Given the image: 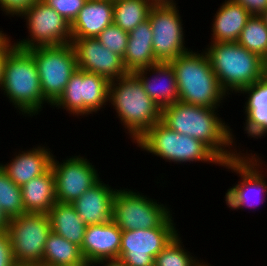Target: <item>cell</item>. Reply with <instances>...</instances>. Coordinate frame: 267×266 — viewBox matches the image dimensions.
<instances>
[{
    "label": "cell",
    "instance_id": "obj_39",
    "mask_svg": "<svg viewBox=\"0 0 267 266\" xmlns=\"http://www.w3.org/2000/svg\"><path fill=\"white\" fill-rule=\"evenodd\" d=\"M9 220L10 219L6 216V214L0 207V231H7Z\"/></svg>",
    "mask_w": 267,
    "mask_h": 266
},
{
    "label": "cell",
    "instance_id": "obj_22",
    "mask_svg": "<svg viewBox=\"0 0 267 266\" xmlns=\"http://www.w3.org/2000/svg\"><path fill=\"white\" fill-rule=\"evenodd\" d=\"M113 18V0H88L71 24V37L96 38Z\"/></svg>",
    "mask_w": 267,
    "mask_h": 266
},
{
    "label": "cell",
    "instance_id": "obj_29",
    "mask_svg": "<svg viewBox=\"0 0 267 266\" xmlns=\"http://www.w3.org/2000/svg\"><path fill=\"white\" fill-rule=\"evenodd\" d=\"M179 233L156 257L154 266H207L208 261L189 252Z\"/></svg>",
    "mask_w": 267,
    "mask_h": 266
},
{
    "label": "cell",
    "instance_id": "obj_35",
    "mask_svg": "<svg viewBox=\"0 0 267 266\" xmlns=\"http://www.w3.org/2000/svg\"><path fill=\"white\" fill-rule=\"evenodd\" d=\"M12 246L7 231H0V266H15Z\"/></svg>",
    "mask_w": 267,
    "mask_h": 266
},
{
    "label": "cell",
    "instance_id": "obj_12",
    "mask_svg": "<svg viewBox=\"0 0 267 266\" xmlns=\"http://www.w3.org/2000/svg\"><path fill=\"white\" fill-rule=\"evenodd\" d=\"M19 18L25 20L28 29L24 39L14 40L15 46L20 49L71 43V24L41 0L31 5Z\"/></svg>",
    "mask_w": 267,
    "mask_h": 266
},
{
    "label": "cell",
    "instance_id": "obj_2",
    "mask_svg": "<svg viewBox=\"0 0 267 266\" xmlns=\"http://www.w3.org/2000/svg\"><path fill=\"white\" fill-rule=\"evenodd\" d=\"M108 104L113 107L132 144L161 121L162 110L145 92L133 72L110 81Z\"/></svg>",
    "mask_w": 267,
    "mask_h": 266
},
{
    "label": "cell",
    "instance_id": "obj_4",
    "mask_svg": "<svg viewBox=\"0 0 267 266\" xmlns=\"http://www.w3.org/2000/svg\"><path fill=\"white\" fill-rule=\"evenodd\" d=\"M0 91L23 118L41 115L46 105L51 108L43 96L37 66L28 50L15 47L8 54Z\"/></svg>",
    "mask_w": 267,
    "mask_h": 266
},
{
    "label": "cell",
    "instance_id": "obj_44",
    "mask_svg": "<svg viewBox=\"0 0 267 266\" xmlns=\"http://www.w3.org/2000/svg\"><path fill=\"white\" fill-rule=\"evenodd\" d=\"M264 68H267V57L264 59Z\"/></svg>",
    "mask_w": 267,
    "mask_h": 266
},
{
    "label": "cell",
    "instance_id": "obj_45",
    "mask_svg": "<svg viewBox=\"0 0 267 266\" xmlns=\"http://www.w3.org/2000/svg\"><path fill=\"white\" fill-rule=\"evenodd\" d=\"M264 69H265L264 78L267 80V68Z\"/></svg>",
    "mask_w": 267,
    "mask_h": 266
},
{
    "label": "cell",
    "instance_id": "obj_32",
    "mask_svg": "<svg viewBox=\"0 0 267 266\" xmlns=\"http://www.w3.org/2000/svg\"><path fill=\"white\" fill-rule=\"evenodd\" d=\"M128 32L114 23L107 26L96 39L106 48L123 58L128 42Z\"/></svg>",
    "mask_w": 267,
    "mask_h": 266
},
{
    "label": "cell",
    "instance_id": "obj_1",
    "mask_svg": "<svg viewBox=\"0 0 267 266\" xmlns=\"http://www.w3.org/2000/svg\"><path fill=\"white\" fill-rule=\"evenodd\" d=\"M218 112L217 108L177 101L162 109L161 121L171 130L204 143L222 162L240 154H253L255 151L249 153L248 148L245 151L237 146L233 128Z\"/></svg>",
    "mask_w": 267,
    "mask_h": 266
},
{
    "label": "cell",
    "instance_id": "obj_24",
    "mask_svg": "<svg viewBox=\"0 0 267 266\" xmlns=\"http://www.w3.org/2000/svg\"><path fill=\"white\" fill-rule=\"evenodd\" d=\"M128 34L127 48L122 58L127 72H135L138 69L157 64L153 52V34L149 20L139 24Z\"/></svg>",
    "mask_w": 267,
    "mask_h": 266
},
{
    "label": "cell",
    "instance_id": "obj_17",
    "mask_svg": "<svg viewBox=\"0 0 267 266\" xmlns=\"http://www.w3.org/2000/svg\"><path fill=\"white\" fill-rule=\"evenodd\" d=\"M46 145V146H44ZM34 145L33 148L12 151V159L6 163L0 162V166L7 173L11 181L19 187L23 186L31 179L44 174L50 167L53 150L45 144ZM15 153V154H14Z\"/></svg>",
    "mask_w": 267,
    "mask_h": 266
},
{
    "label": "cell",
    "instance_id": "obj_37",
    "mask_svg": "<svg viewBox=\"0 0 267 266\" xmlns=\"http://www.w3.org/2000/svg\"><path fill=\"white\" fill-rule=\"evenodd\" d=\"M240 4L251 16H260L267 9V0H230Z\"/></svg>",
    "mask_w": 267,
    "mask_h": 266
},
{
    "label": "cell",
    "instance_id": "obj_13",
    "mask_svg": "<svg viewBox=\"0 0 267 266\" xmlns=\"http://www.w3.org/2000/svg\"><path fill=\"white\" fill-rule=\"evenodd\" d=\"M51 232L48 214L24 213L10 218L7 233L16 264H41L47 236Z\"/></svg>",
    "mask_w": 267,
    "mask_h": 266
},
{
    "label": "cell",
    "instance_id": "obj_41",
    "mask_svg": "<svg viewBox=\"0 0 267 266\" xmlns=\"http://www.w3.org/2000/svg\"><path fill=\"white\" fill-rule=\"evenodd\" d=\"M260 17L263 19L264 23L267 26V9L260 15Z\"/></svg>",
    "mask_w": 267,
    "mask_h": 266
},
{
    "label": "cell",
    "instance_id": "obj_21",
    "mask_svg": "<svg viewBox=\"0 0 267 266\" xmlns=\"http://www.w3.org/2000/svg\"><path fill=\"white\" fill-rule=\"evenodd\" d=\"M243 94V95H242ZM245 97L243 113L244 134L248 138L262 139L267 136V80L245 87L238 96Z\"/></svg>",
    "mask_w": 267,
    "mask_h": 266
},
{
    "label": "cell",
    "instance_id": "obj_25",
    "mask_svg": "<svg viewBox=\"0 0 267 266\" xmlns=\"http://www.w3.org/2000/svg\"><path fill=\"white\" fill-rule=\"evenodd\" d=\"M25 213H44L56 202L55 180L51 167L42 175L21 186Z\"/></svg>",
    "mask_w": 267,
    "mask_h": 266
},
{
    "label": "cell",
    "instance_id": "obj_16",
    "mask_svg": "<svg viewBox=\"0 0 267 266\" xmlns=\"http://www.w3.org/2000/svg\"><path fill=\"white\" fill-rule=\"evenodd\" d=\"M71 44L79 69L96 73L109 81L128 73L122 57L103 46L96 38H71Z\"/></svg>",
    "mask_w": 267,
    "mask_h": 266
},
{
    "label": "cell",
    "instance_id": "obj_3",
    "mask_svg": "<svg viewBox=\"0 0 267 266\" xmlns=\"http://www.w3.org/2000/svg\"><path fill=\"white\" fill-rule=\"evenodd\" d=\"M169 63L176 75L179 101L218 109L231 97L221 88L203 49H192Z\"/></svg>",
    "mask_w": 267,
    "mask_h": 266
},
{
    "label": "cell",
    "instance_id": "obj_7",
    "mask_svg": "<svg viewBox=\"0 0 267 266\" xmlns=\"http://www.w3.org/2000/svg\"><path fill=\"white\" fill-rule=\"evenodd\" d=\"M258 152L253 154H240L234 159L222 162L220 167L226 168L240 179L230 186L225 192L224 200L227 208L231 211L256 210L260 204H265L267 200V180L265 167L266 163L262 160ZM263 165L265 166L263 168ZM265 174H264V173ZM266 197V198H265Z\"/></svg>",
    "mask_w": 267,
    "mask_h": 266
},
{
    "label": "cell",
    "instance_id": "obj_42",
    "mask_svg": "<svg viewBox=\"0 0 267 266\" xmlns=\"http://www.w3.org/2000/svg\"><path fill=\"white\" fill-rule=\"evenodd\" d=\"M15 266H42L41 264H16Z\"/></svg>",
    "mask_w": 267,
    "mask_h": 266
},
{
    "label": "cell",
    "instance_id": "obj_40",
    "mask_svg": "<svg viewBox=\"0 0 267 266\" xmlns=\"http://www.w3.org/2000/svg\"><path fill=\"white\" fill-rule=\"evenodd\" d=\"M153 4H178L175 0H150Z\"/></svg>",
    "mask_w": 267,
    "mask_h": 266
},
{
    "label": "cell",
    "instance_id": "obj_15",
    "mask_svg": "<svg viewBox=\"0 0 267 266\" xmlns=\"http://www.w3.org/2000/svg\"><path fill=\"white\" fill-rule=\"evenodd\" d=\"M75 155L67 156L60 162L55 155L52 157L56 202L72 204L101 179V173L91 160L80 154Z\"/></svg>",
    "mask_w": 267,
    "mask_h": 266
},
{
    "label": "cell",
    "instance_id": "obj_38",
    "mask_svg": "<svg viewBox=\"0 0 267 266\" xmlns=\"http://www.w3.org/2000/svg\"><path fill=\"white\" fill-rule=\"evenodd\" d=\"M92 266H126L120 259H103L92 263Z\"/></svg>",
    "mask_w": 267,
    "mask_h": 266
},
{
    "label": "cell",
    "instance_id": "obj_5",
    "mask_svg": "<svg viewBox=\"0 0 267 266\" xmlns=\"http://www.w3.org/2000/svg\"><path fill=\"white\" fill-rule=\"evenodd\" d=\"M203 50L228 96L264 78V60L237 42H210Z\"/></svg>",
    "mask_w": 267,
    "mask_h": 266
},
{
    "label": "cell",
    "instance_id": "obj_34",
    "mask_svg": "<svg viewBox=\"0 0 267 266\" xmlns=\"http://www.w3.org/2000/svg\"><path fill=\"white\" fill-rule=\"evenodd\" d=\"M39 0H0V11L5 17H20L31 5Z\"/></svg>",
    "mask_w": 267,
    "mask_h": 266
},
{
    "label": "cell",
    "instance_id": "obj_18",
    "mask_svg": "<svg viewBox=\"0 0 267 266\" xmlns=\"http://www.w3.org/2000/svg\"><path fill=\"white\" fill-rule=\"evenodd\" d=\"M122 230L111 220L106 224L88 225L80 248L86 262L119 259Z\"/></svg>",
    "mask_w": 267,
    "mask_h": 266
},
{
    "label": "cell",
    "instance_id": "obj_43",
    "mask_svg": "<svg viewBox=\"0 0 267 266\" xmlns=\"http://www.w3.org/2000/svg\"><path fill=\"white\" fill-rule=\"evenodd\" d=\"M77 266H92V263H90V262H83L82 264H80V265H77Z\"/></svg>",
    "mask_w": 267,
    "mask_h": 266
},
{
    "label": "cell",
    "instance_id": "obj_20",
    "mask_svg": "<svg viewBox=\"0 0 267 266\" xmlns=\"http://www.w3.org/2000/svg\"><path fill=\"white\" fill-rule=\"evenodd\" d=\"M116 188L100 179L85 191L72 205L80 219L88 226L106 224L112 220L113 198Z\"/></svg>",
    "mask_w": 267,
    "mask_h": 266
},
{
    "label": "cell",
    "instance_id": "obj_31",
    "mask_svg": "<svg viewBox=\"0 0 267 266\" xmlns=\"http://www.w3.org/2000/svg\"><path fill=\"white\" fill-rule=\"evenodd\" d=\"M0 207L10 219L25 213L21 187L10 180L0 166Z\"/></svg>",
    "mask_w": 267,
    "mask_h": 266
},
{
    "label": "cell",
    "instance_id": "obj_30",
    "mask_svg": "<svg viewBox=\"0 0 267 266\" xmlns=\"http://www.w3.org/2000/svg\"><path fill=\"white\" fill-rule=\"evenodd\" d=\"M237 43L263 60L267 57V26L260 16H251Z\"/></svg>",
    "mask_w": 267,
    "mask_h": 266
},
{
    "label": "cell",
    "instance_id": "obj_11",
    "mask_svg": "<svg viewBox=\"0 0 267 266\" xmlns=\"http://www.w3.org/2000/svg\"><path fill=\"white\" fill-rule=\"evenodd\" d=\"M173 216L155 228L122 231L119 259L126 266H154L155 257L180 233Z\"/></svg>",
    "mask_w": 267,
    "mask_h": 266
},
{
    "label": "cell",
    "instance_id": "obj_6",
    "mask_svg": "<svg viewBox=\"0 0 267 266\" xmlns=\"http://www.w3.org/2000/svg\"><path fill=\"white\" fill-rule=\"evenodd\" d=\"M134 144L139 150L174 165L207 163L221 166L222 161L201 141L171 130L162 121L154 124Z\"/></svg>",
    "mask_w": 267,
    "mask_h": 266
},
{
    "label": "cell",
    "instance_id": "obj_10",
    "mask_svg": "<svg viewBox=\"0 0 267 266\" xmlns=\"http://www.w3.org/2000/svg\"><path fill=\"white\" fill-rule=\"evenodd\" d=\"M34 58L45 100L52 106L78 69L71 43L28 50Z\"/></svg>",
    "mask_w": 267,
    "mask_h": 266
},
{
    "label": "cell",
    "instance_id": "obj_33",
    "mask_svg": "<svg viewBox=\"0 0 267 266\" xmlns=\"http://www.w3.org/2000/svg\"><path fill=\"white\" fill-rule=\"evenodd\" d=\"M72 24L88 0H41Z\"/></svg>",
    "mask_w": 267,
    "mask_h": 266
},
{
    "label": "cell",
    "instance_id": "obj_28",
    "mask_svg": "<svg viewBox=\"0 0 267 266\" xmlns=\"http://www.w3.org/2000/svg\"><path fill=\"white\" fill-rule=\"evenodd\" d=\"M153 5L150 0H113V23L129 33L148 19Z\"/></svg>",
    "mask_w": 267,
    "mask_h": 266
},
{
    "label": "cell",
    "instance_id": "obj_23",
    "mask_svg": "<svg viewBox=\"0 0 267 266\" xmlns=\"http://www.w3.org/2000/svg\"><path fill=\"white\" fill-rule=\"evenodd\" d=\"M213 16L211 42H237L247 20L249 12L240 4L225 0Z\"/></svg>",
    "mask_w": 267,
    "mask_h": 266
},
{
    "label": "cell",
    "instance_id": "obj_9",
    "mask_svg": "<svg viewBox=\"0 0 267 266\" xmlns=\"http://www.w3.org/2000/svg\"><path fill=\"white\" fill-rule=\"evenodd\" d=\"M135 190L117 187L114 194L112 220L122 231L155 228L175 214L169 204Z\"/></svg>",
    "mask_w": 267,
    "mask_h": 266
},
{
    "label": "cell",
    "instance_id": "obj_14",
    "mask_svg": "<svg viewBox=\"0 0 267 266\" xmlns=\"http://www.w3.org/2000/svg\"><path fill=\"white\" fill-rule=\"evenodd\" d=\"M177 5L154 4L149 11L153 52L158 63H169L192 50L186 46L185 27Z\"/></svg>",
    "mask_w": 267,
    "mask_h": 266
},
{
    "label": "cell",
    "instance_id": "obj_26",
    "mask_svg": "<svg viewBox=\"0 0 267 266\" xmlns=\"http://www.w3.org/2000/svg\"><path fill=\"white\" fill-rule=\"evenodd\" d=\"M51 231L81 248L87 225L70 203L55 202L48 212Z\"/></svg>",
    "mask_w": 267,
    "mask_h": 266
},
{
    "label": "cell",
    "instance_id": "obj_27",
    "mask_svg": "<svg viewBox=\"0 0 267 266\" xmlns=\"http://www.w3.org/2000/svg\"><path fill=\"white\" fill-rule=\"evenodd\" d=\"M85 262L80 247L51 231L47 236L42 266H77Z\"/></svg>",
    "mask_w": 267,
    "mask_h": 266
},
{
    "label": "cell",
    "instance_id": "obj_36",
    "mask_svg": "<svg viewBox=\"0 0 267 266\" xmlns=\"http://www.w3.org/2000/svg\"><path fill=\"white\" fill-rule=\"evenodd\" d=\"M15 43L12 41V37L7 33L0 31V86L3 81V74L5 63L8 57V54L15 48Z\"/></svg>",
    "mask_w": 267,
    "mask_h": 266
},
{
    "label": "cell",
    "instance_id": "obj_8",
    "mask_svg": "<svg viewBox=\"0 0 267 266\" xmlns=\"http://www.w3.org/2000/svg\"><path fill=\"white\" fill-rule=\"evenodd\" d=\"M109 85L107 78L78 68L51 108L66 110L69 116L73 115L78 119L80 116L83 118L90 114L96 115L108 105Z\"/></svg>",
    "mask_w": 267,
    "mask_h": 266
},
{
    "label": "cell",
    "instance_id": "obj_19",
    "mask_svg": "<svg viewBox=\"0 0 267 266\" xmlns=\"http://www.w3.org/2000/svg\"><path fill=\"white\" fill-rule=\"evenodd\" d=\"M133 73L140 79L145 92L161 110L179 101L176 75L170 63L159 62Z\"/></svg>",
    "mask_w": 267,
    "mask_h": 266
}]
</instances>
